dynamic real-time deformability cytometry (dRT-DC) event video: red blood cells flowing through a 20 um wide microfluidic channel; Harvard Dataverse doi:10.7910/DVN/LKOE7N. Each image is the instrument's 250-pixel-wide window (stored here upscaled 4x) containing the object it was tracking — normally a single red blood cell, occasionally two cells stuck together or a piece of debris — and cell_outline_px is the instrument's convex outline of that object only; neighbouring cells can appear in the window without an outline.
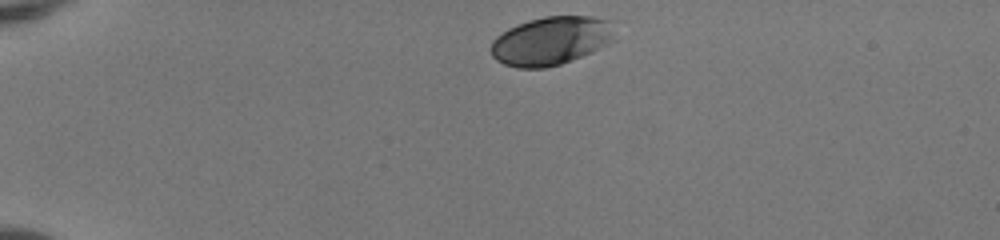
{"species": "human", "species_latin": "Homo sapiens", "temperature_condition": "room temperature", "stored_images_in_passage": 40, "camera_frame_rate_fps": 3000, "um_per_image_px": 0.085, "donor": {"sex": "female"}, "frame": {"image": 1, "passage_image": 1, "time_ms": 0.0, "image_size_px": [1000, 240], "cell_outline_px": [[616, 40], [592, 52], [560, 64], [544, 68], [516, 68], [504, 64], [496, 60], [492, 56], [492, 40], [496, 36], [508, 28], [528, 20], [544, 16], [592, 16], [616, 20]], "centroid_in_image_um": [46.93, 3.44], "position_along_channel_um": 38.1, "area_um2": 35.66}}
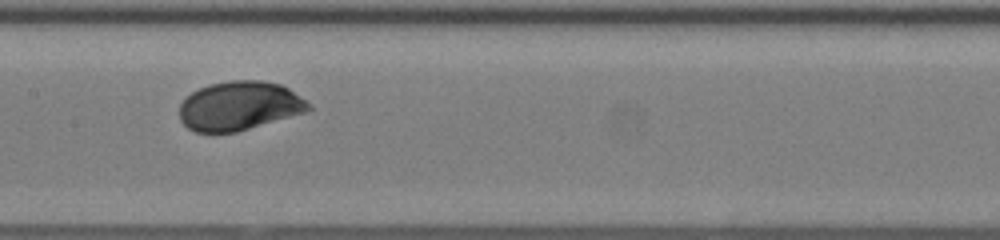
{"frame": {"image": 2, "passage_image": 17, "time_ms": 5.333, "image_size_px": [1000, 240], "cell_outline_px": [[312, 108], [308, 112], [236, 132], [196, 132], [188, 128], [180, 120], [180, 104], [192, 92], [208, 84], [232, 80], [260, 80], [280, 84], [288, 88], [312, 104]], "centroid_in_image_um": [20.38, 9.0], "position_along_channel_um": 187.0, "area_um2": 36.93}}
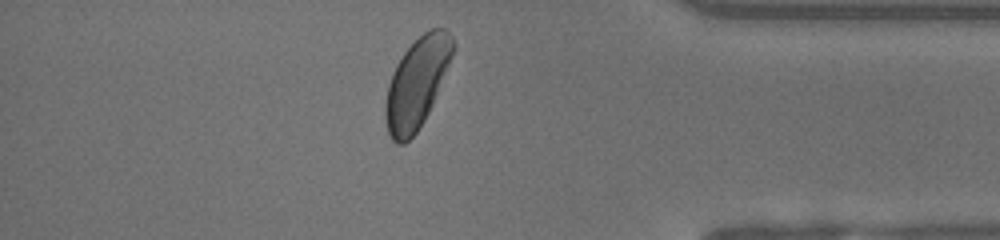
{"frame": {"image": 3, "passage_image": 34, "time_ms": 11.0, "image_size_px": [1000, 240], "cell_outline_px": [[456, 44], [452, 56], [432, 104], [424, 120], [416, 132], [404, 144], [396, 144], [392, 140], [388, 132], [384, 116], [384, 104], [388, 84], [392, 72], [396, 64], [404, 52], [424, 32], [432, 28], [448, 28]], "centroid_in_image_um": [35.42, 7.04], "position_along_channel_um": 399.8, "area_um2": 35.26}, "authors_computed_cell_mechanics": {"area_um2": 36.1539, "velocity_mm_per_s": 4.0637, "shape_relaxation_time_tau1_ms": 1.7779, "shape_relaxation_time_tau2_ms": null, "deformation_change_tau1": 0.1115, "deformation_change_tau2": null}}